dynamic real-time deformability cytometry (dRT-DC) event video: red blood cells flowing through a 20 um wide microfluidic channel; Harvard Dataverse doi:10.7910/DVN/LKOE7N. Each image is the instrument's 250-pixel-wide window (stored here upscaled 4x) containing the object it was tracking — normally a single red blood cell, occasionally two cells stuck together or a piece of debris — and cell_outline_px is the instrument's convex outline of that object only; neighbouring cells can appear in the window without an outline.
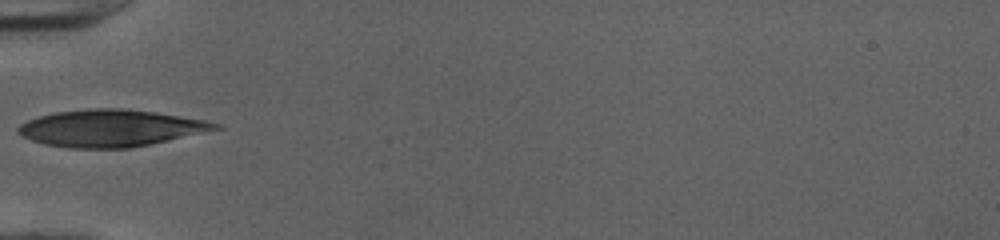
{"species": "human", "species_latin": "Homo sapiens", "temperature_condition": "cold", "stored_images_in_passage": 33, "camera_frame_rate_fps": 3000, "um_per_image_px": 0.085, "donor": {"sex": "female"}, "frame": {"image": 1, "passage_image": 1, "time_ms": 0.0, "image_size_px": [1000, 240], "cell_outline_px": [[224, 128], [168, 140], [128, 148], [68, 148], [44, 144], [32, 140], [16, 132], [16, 128], [20, 124], [28, 120], [40, 116], [56, 112], [96, 108], [124, 108], [156, 112], [208, 120], [220, 124]], "centroid_in_image_um": [9.43, 10.89], "position_along_channel_um": 75.6, "area_um2": 42.37}}
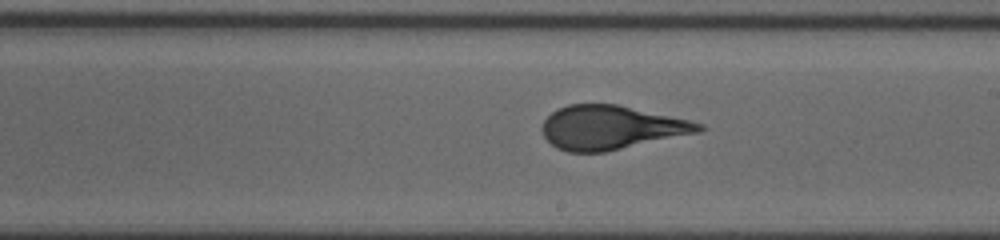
{"frame": {"image": 2, "passage_image": 13, "time_ms": 4.0, "image_size_px": [1000, 240], "cell_outline_px": [[708, 128], [700, 132], [604, 152], [568, 152], [556, 148], [544, 136], [540, 128], [544, 120], [556, 108], [568, 104], [616, 104], [688, 120], [704, 124]], "centroid_in_image_um": [51.92, 10.84], "position_along_channel_um": 237.1, "area_um2": 39.94}}
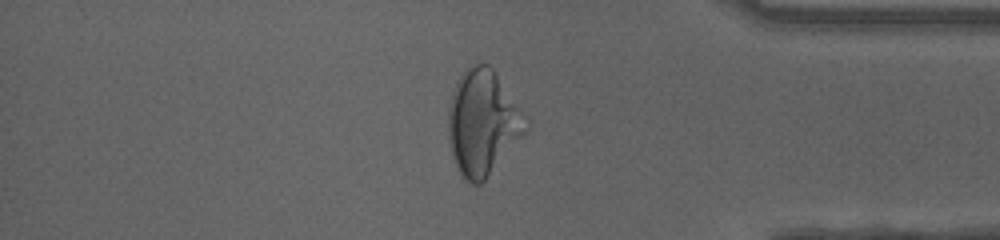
{"frame": {"image": 3, "passage_image": 26, "time_ms": 8.333, "image_size_px": [1000, 240], "cell_outline_px": [[528, 132], [484, 180], [480, 184], [472, 184], [460, 176], [456, 168], [452, 156], [448, 136], [448, 104], [452, 92], [460, 76], [468, 64], [488, 64], [492, 68], [528, 120]], "centroid_in_image_um": [41.01, 10.45], "position_along_channel_um": 394.2, "area_um2": 47.63}, "authors_computed_cell_mechanics": {"area_um2": 41.0958, "velocity_mm_per_s": 4.0238, "shape_relaxation_time_tau1_ms": 3.3992, "shape_relaxation_time_tau2_ms": null, "deformation_change_tau1": 0.1786, "deformation_change_tau2": null}}